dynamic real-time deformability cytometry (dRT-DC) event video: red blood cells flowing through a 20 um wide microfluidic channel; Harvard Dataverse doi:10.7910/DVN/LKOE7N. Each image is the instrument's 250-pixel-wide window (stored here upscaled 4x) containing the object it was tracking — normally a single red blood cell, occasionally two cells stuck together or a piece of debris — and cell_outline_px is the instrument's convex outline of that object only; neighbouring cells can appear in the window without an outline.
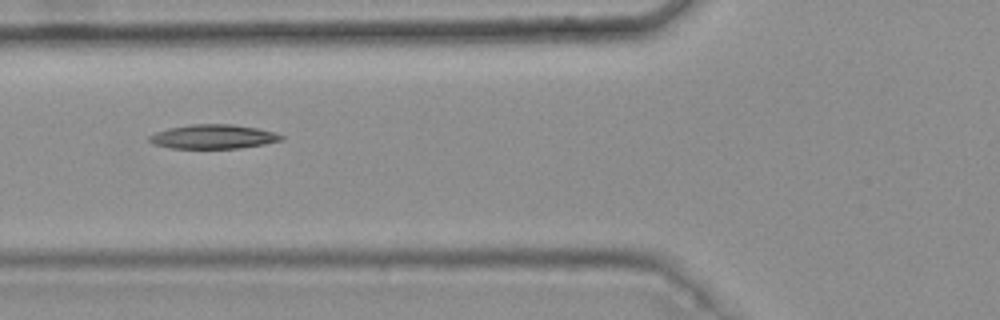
{"species": "common noctule bat (a hibernating species)", "species_latin": "Nyctalus noctula", "temperature_condition": "warm", "stored_images_in_passage": 10, "camera_frame_rate_fps": 3000, "um_per_image_px": 0.085, "animal": {"sex": "female", "body_mass_g": 25.1}, "frame": {"image": 1, "passage_image": 6, "time_ms": 1.667, "image_size_px": [1000, 320], "cell_outline_px": [[284, 140], [264, 144], [240, 148], [172, 148], [152, 144], [148, 140], [148, 136], [156, 132], [168, 128], [192, 124], [232, 124], [256, 128], [276, 132], [284, 136]], "centroid_in_image_um": [18.13, 11.61], "position_along_channel_um": 107.7, "area_um2": 18.67}}
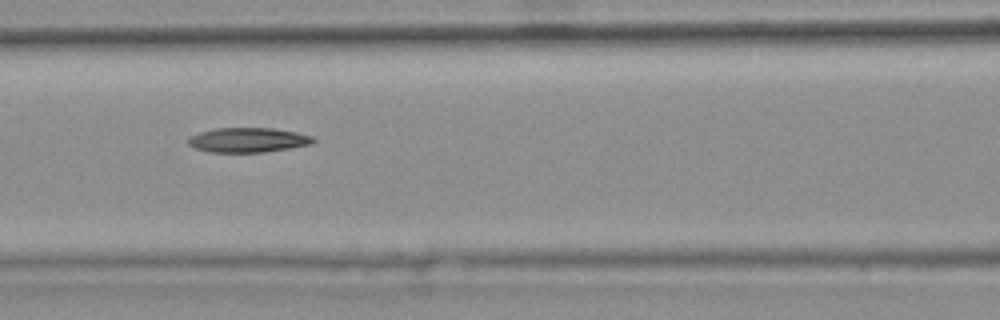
{"frame": {"image": 2, "passage_image": 7, "time_ms": 2.0, "image_size_px": [1000, 320], "cell_outline_px": [[316, 140], [312, 144], [264, 152], [208, 152], [196, 148], [188, 144], [188, 136], [200, 132], [216, 128], [276, 128], [296, 132], [312, 136]], "centroid_in_image_um": [21.07, 11.89], "position_along_channel_um": 145.5, "area_um2": 17.98}}